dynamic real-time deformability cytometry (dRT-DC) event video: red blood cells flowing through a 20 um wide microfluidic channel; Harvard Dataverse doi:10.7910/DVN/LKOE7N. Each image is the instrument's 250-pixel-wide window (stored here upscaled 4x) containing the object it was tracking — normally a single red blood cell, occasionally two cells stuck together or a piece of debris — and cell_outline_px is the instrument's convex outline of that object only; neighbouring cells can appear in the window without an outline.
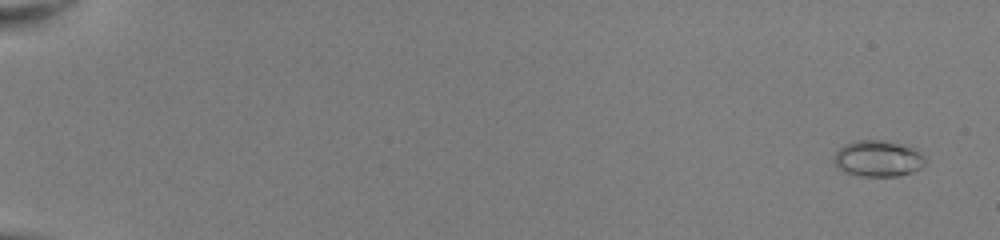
{"species": "common noctule bat (a hibernating species)", "species_latin": "Nyctalus noctula", "temperature_condition": "room temperature", "stored_images_in_passage": 53, "camera_frame_rate_fps": 3000, "um_per_image_px": 0.085, "animal": {"sex": "female", "body_mass_g": 22.0, "forearm_length_mm": 56.7}, "frame": {"image": 1, "passage_image": 3, "time_ms": 0.667, "image_size_px": [1000, 240], "cell_outline_px": [[928, 160], [920, 168], [912, 172], [900, 176], [860, 176], [844, 172], [832, 160], [836, 152], [844, 144], [856, 140], [884, 140], [912, 148], [924, 156]], "centroid_in_image_um": [74.62, 13.48], "position_along_channel_um": 10.4, "area_um2": 19.19}}
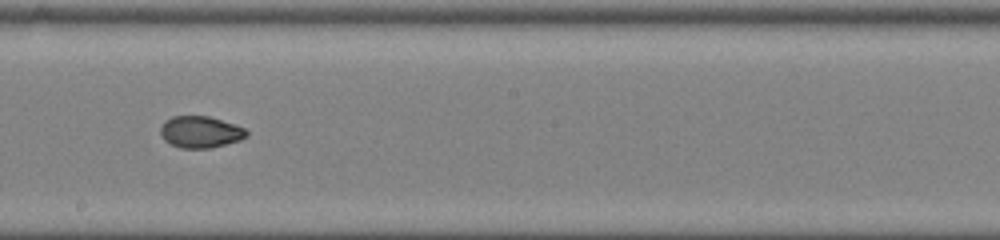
{"frame": {"image": 2, "passage_image": 33, "time_ms": 10.667, "image_size_px": [1000, 240], "cell_outline_px": [[248, 136], [240, 140], [212, 148], [180, 148], [164, 140], [160, 132], [160, 128], [164, 120], [172, 116], [208, 116], [244, 128], [248, 132]], "centroid_in_image_um": [17.01, 11.22], "position_along_channel_um": 231.2, "area_um2": 15.84}}
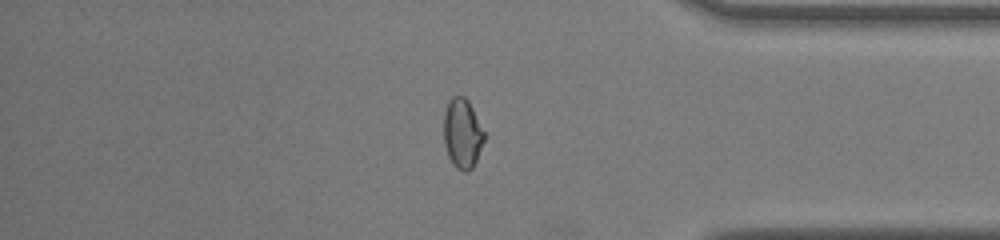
{"frame": {"image": 3, "passage_image": 46, "time_ms": 15.0, "image_size_px": [1000, 240], "cell_outline_px": [[484, 140], [476, 160], [472, 168], [468, 172], [464, 172], [456, 168], [452, 164], [448, 156], [444, 144], [444, 112], [448, 100], [452, 96], [464, 96], [468, 100], [484, 132]], "centroid_in_image_um": [39.28, 11.35], "position_along_channel_um": 395.9, "area_um2": 16.42}, "authors_computed_cell_mechanics": {"area_um2": 16.8776, "velocity_mm_per_s": 4.0832, "shape_relaxation_time_tau1_ms": 10.111, "shape_relaxation_time_tau2_ms": 1.0769, "deformation_change_tau1": 0.2357, "deformation_change_tau2": 0.0412}}